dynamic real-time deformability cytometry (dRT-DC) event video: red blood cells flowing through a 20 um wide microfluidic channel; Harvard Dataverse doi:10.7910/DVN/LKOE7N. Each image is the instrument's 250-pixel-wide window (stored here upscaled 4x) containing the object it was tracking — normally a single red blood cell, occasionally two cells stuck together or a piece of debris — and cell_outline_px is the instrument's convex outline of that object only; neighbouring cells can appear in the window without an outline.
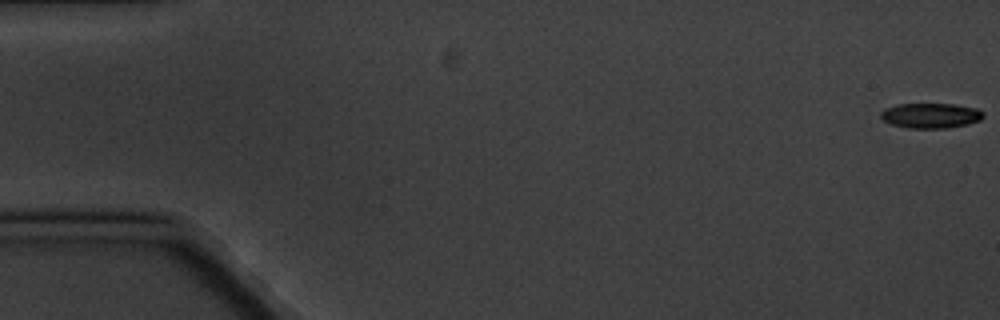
{"species": "common noctule bat (a hibernating species)", "species_latin": "Nyctalus noctula", "temperature_condition": "cold", "stored_images_in_passage": 5, "camera_frame_rate_fps": 3000, "um_per_image_px": 0.085, "animal": {"sex": "male", "body_mass_g": 20.1, "forearm_length_mm": 53.5}, "frame": {"image": 1, "passage_image": 1, "time_ms": 0.0, "image_size_px": [1000, 320], "cell_outline_px": [[984, 116], [980, 120], [968, 124], [948, 128], [908, 128], [892, 124], [884, 120], [880, 116], [880, 112], [884, 108], [900, 104], [956, 104], [976, 108], [984, 112]], "centroid_in_image_um": [79.13, 9.82], "position_along_channel_um": 5.9, "area_um2": 15.03}}
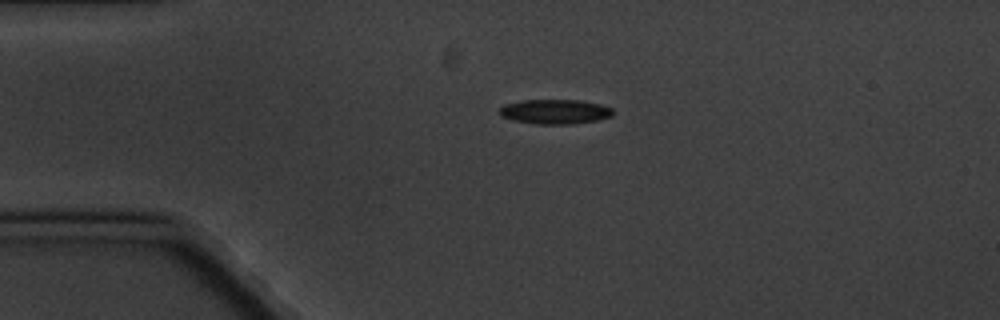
{"frame": {"image": 2, "passage_image": 4, "time_ms": 4.333, "image_size_px": [1000, 320], "cell_outline_px": [[612, 116], [596, 120], [572, 124], [536, 124], [512, 120], [500, 116], [496, 112], [504, 104], [520, 100], [576, 100], [600, 104], [612, 108]], "centroid_in_image_um": [47.1, 9.49], "position_along_channel_um": 37.9, "area_um2": 16.36}}